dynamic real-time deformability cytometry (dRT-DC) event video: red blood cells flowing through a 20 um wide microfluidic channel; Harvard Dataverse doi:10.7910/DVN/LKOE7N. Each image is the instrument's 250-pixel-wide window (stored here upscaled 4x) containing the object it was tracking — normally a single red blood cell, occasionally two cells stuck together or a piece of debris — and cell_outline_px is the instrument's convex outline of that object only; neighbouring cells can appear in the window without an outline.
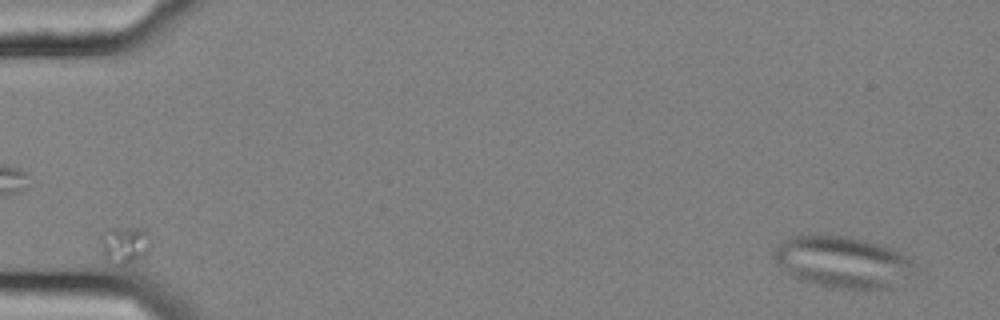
{"species": "common noctule bat (a hibernating species)", "species_latin": "Nyctalus noctula", "temperature_condition": "cold", "stored_images_in_passage": 54, "camera_frame_rate_fps": 3000, "um_per_image_px": 0.085, "animal": {"sex": "female", "body_mass_g": 25.1}, "frame": {"image": 1, "passage_image": 1, "time_ms": 0.0, "image_size_px": [1000, 320], "cell_outline_px": [[912, 264], [908, 276], [884, 288], [832, 288], [800, 280], [788, 272], [772, 256], [772, 252], [784, 240], [796, 236], [840, 236], [860, 240], [896, 252], [908, 260]], "centroid_in_image_um": [71.49, 22.29], "position_along_channel_um": 13.5, "area_um2": 39.88}}